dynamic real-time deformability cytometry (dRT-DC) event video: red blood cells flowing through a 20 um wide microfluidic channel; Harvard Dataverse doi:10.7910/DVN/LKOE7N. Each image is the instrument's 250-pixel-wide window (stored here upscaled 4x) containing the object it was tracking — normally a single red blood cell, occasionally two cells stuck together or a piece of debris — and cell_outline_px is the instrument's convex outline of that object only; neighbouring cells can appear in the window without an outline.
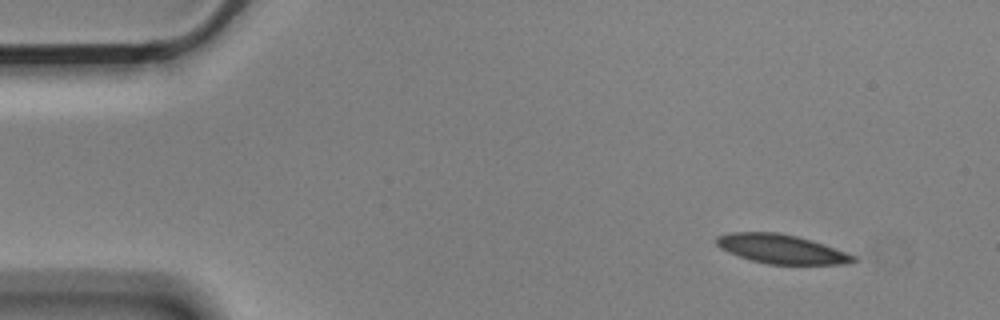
{"species": "Egyptian fruit bat (a non-hibernating species)", "species_latin": "Rousettus aegyptiacus", "temperature_condition": "cold", "stored_images_in_passage": 6, "camera_frame_rate_fps": 3000, "um_per_image_px": 0.085, "animal": {"sex": "male"}, "frame": {"image": 1, "passage_image": 1, "time_ms": 0.0, "image_size_px": [1000, 320], "cell_outline_px": [[860, 260], [848, 264], [768, 264], [752, 260], [728, 252], [720, 248], [716, 244], [716, 236], [732, 232], [776, 232], [796, 236], [812, 240], [824, 244], [856, 256]], "centroid_in_image_um": [66.44, 21.16], "position_along_channel_um": 18.6, "area_um2": 23.18}}
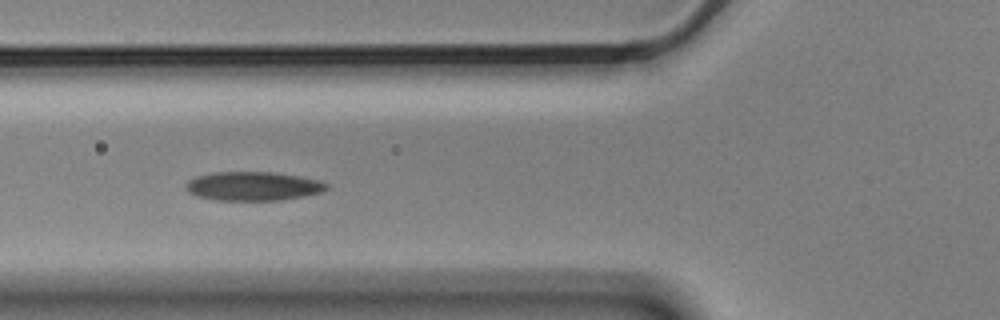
{"frame": {"image": 2, "passage_image": 5, "time_ms": 1.333, "image_size_px": [1000, 320], "cell_outline_px": [[328, 188], [320, 192], [304, 196], [280, 200], [216, 200], [196, 196], [188, 192], [184, 188], [184, 184], [188, 180], [196, 176], [216, 172], [272, 172], [300, 176], [320, 180], [328, 184]], "centroid_in_image_um": [21.48, 15.82], "position_along_channel_um": 104.3, "area_um2": 23.81}}
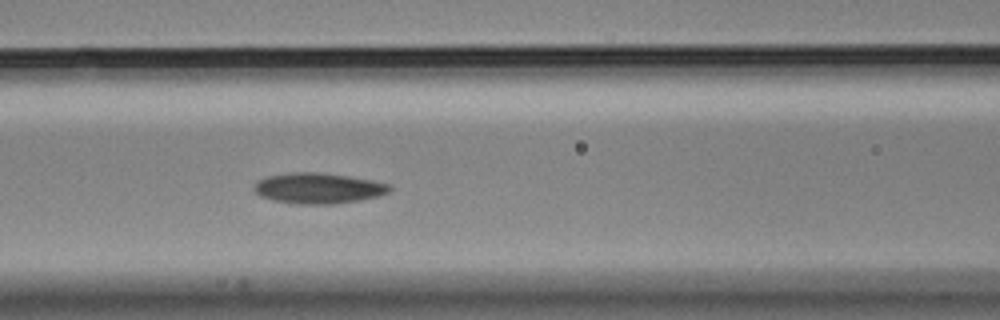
{"frame": {"image": 3, "passage_image": 6, "time_ms": 1.667, "image_size_px": [1000, 320], "cell_outline_px": [[392, 188], [388, 192], [380, 196], [360, 200], [332, 204], [296, 204], [272, 200], [260, 196], [252, 188], [256, 180], [268, 176], [292, 172], [320, 172], [348, 176], [372, 180], [388, 184]], "centroid_in_image_um": [27.02, 16.0], "position_along_channel_um": 139.6, "area_um2": 24.33}}